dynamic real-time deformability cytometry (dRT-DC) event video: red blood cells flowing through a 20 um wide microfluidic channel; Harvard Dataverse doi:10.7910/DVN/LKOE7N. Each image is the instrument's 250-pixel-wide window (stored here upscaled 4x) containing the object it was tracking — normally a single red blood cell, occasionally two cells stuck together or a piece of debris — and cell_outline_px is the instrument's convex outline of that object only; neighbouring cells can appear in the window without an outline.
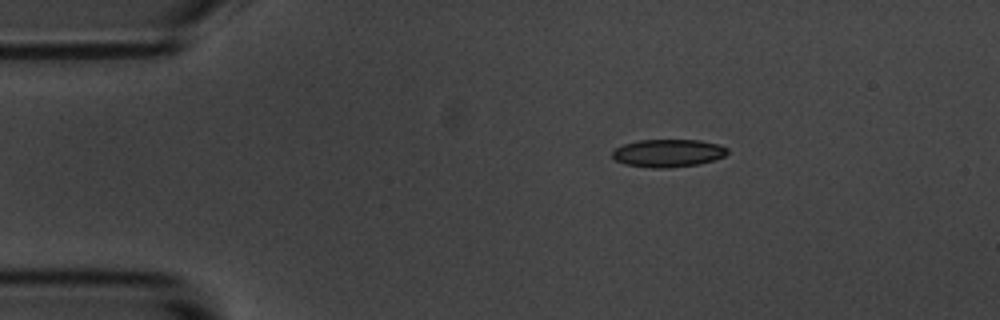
{"species": "common noctule bat (a hibernating species)", "species_latin": "Nyctalus noctula", "temperature_condition": "room temperature", "stored_images_in_passage": 3, "camera_frame_rate_fps": 3000, "um_per_image_px": 0.085, "animal": {"sex": "male", "body_mass_g": 20.1, "forearm_length_mm": 53.5}, "frame": {"image": 1, "passage_image": 1, "time_ms": 0.0, "image_size_px": [1000, 320], "cell_outline_px": [[728, 152], [724, 156], [712, 160], [696, 164], [668, 168], [652, 168], [624, 164], [616, 160], [612, 156], [612, 152], [616, 148], [624, 144], [640, 140], [700, 140], [720, 144], [728, 148]], "centroid_in_image_um": [56.79, 13.01], "position_along_channel_um": 28.2, "area_um2": 18.55}}